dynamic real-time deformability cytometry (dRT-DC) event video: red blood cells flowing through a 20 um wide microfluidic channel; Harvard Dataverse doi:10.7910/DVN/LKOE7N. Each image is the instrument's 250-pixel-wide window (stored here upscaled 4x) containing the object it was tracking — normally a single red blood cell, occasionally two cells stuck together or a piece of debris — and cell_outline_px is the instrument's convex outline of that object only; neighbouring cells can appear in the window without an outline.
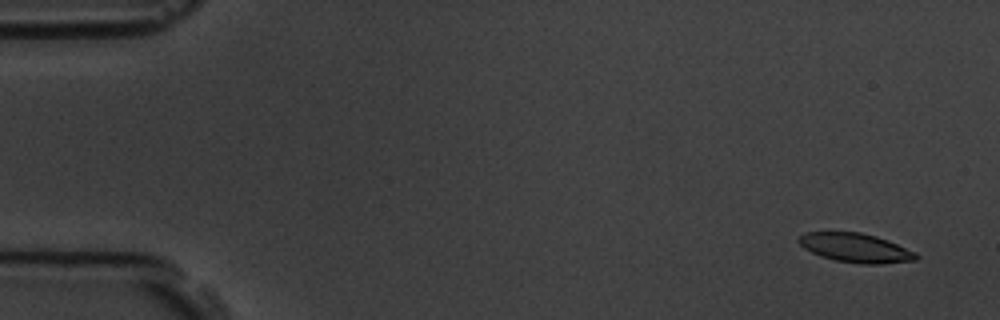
{"species": "common noctule bat (a hibernating species)", "species_latin": "Nyctalus noctula", "temperature_condition": "room temperature", "stored_images_in_passage": 6, "camera_frame_rate_fps": 3000, "um_per_image_px": 0.085, "animal": {"sex": "male", "body_mass_g": 19.5, "forearm_length_mm": 54.6}, "frame": {"image": 1, "passage_image": 1, "time_ms": 0.0, "image_size_px": [1000, 320], "cell_outline_px": [[920, 256], [916, 260], [880, 264], [864, 264], [836, 260], [820, 256], [804, 248], [796, 240], [804, 232], [860, 232], [876, 236], [888, 240], [916, 252]], "centroid_in_image_um": [72.73, 21.06], "position_along_channel_um": 12.3, "area_um2": 19.88}}
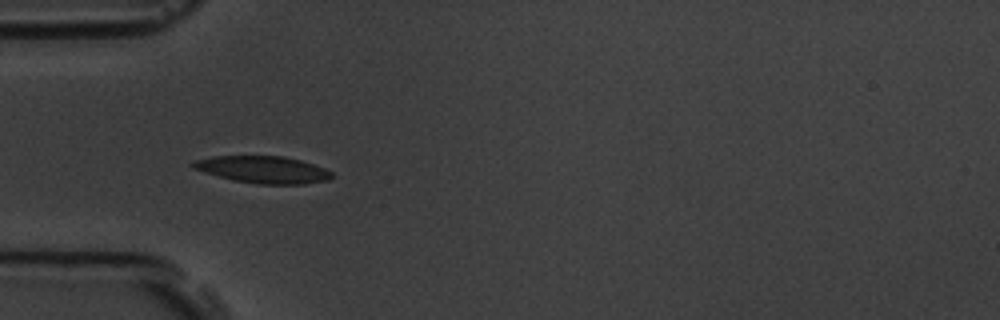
{"frame": {"image": 2, "passage_image": 5, "time_ms": 4.667, "image_size_px": [1000, 320], "cell_outline_px": [[332, 176], [328, 180], [304, 184], [256, 184], [232, 180], [204, 172], [192, 168], [188, 164], [196, 160], [212, 156], [284, 156], [300, 160], [324, 168], [332, 172]], "centroid_in_image_um": [22.32, 14.42], "position_along_channel_um": 62.7, "area_um2": 21.91}}
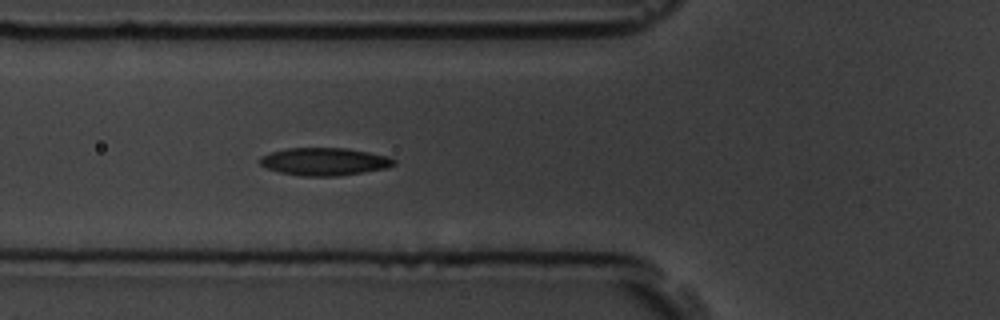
{"frame": {"image": 3, "passage_image": 6, "time_ms": 5.667, "image_size_px": [1000, 320], "cell_outline_px": [[396, 164], [388, 168], [364, 172], [336, 176], [300, 176], [280, 172], [268, 168], [260, 164], [260, 156], [268, 152], [288, 148], [348, 148], [388, 156], [396, 160]], "centroid_in_image_um": [27.59, 13.73], "position_along_channel_um": 98.2, "area_um2": 21.73}}